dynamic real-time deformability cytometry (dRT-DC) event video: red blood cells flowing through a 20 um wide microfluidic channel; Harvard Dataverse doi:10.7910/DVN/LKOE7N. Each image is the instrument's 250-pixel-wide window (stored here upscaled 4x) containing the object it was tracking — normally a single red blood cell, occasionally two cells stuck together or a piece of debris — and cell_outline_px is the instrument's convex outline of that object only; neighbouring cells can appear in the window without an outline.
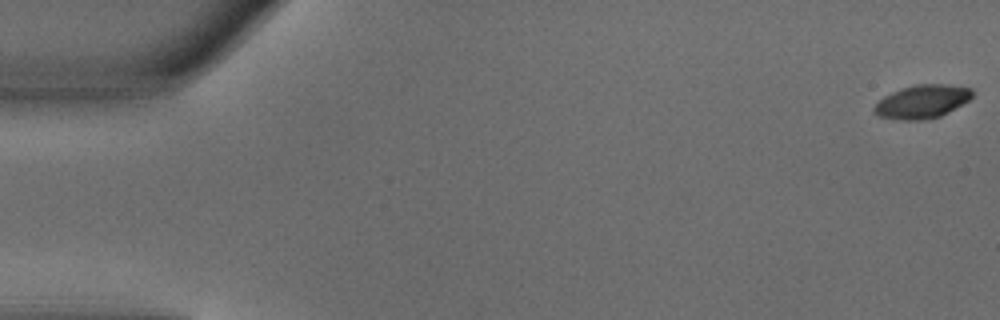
{"species": "common noctule bat (a hibernating species)", "species_latin": "Nyctalus noctula", "temperature_condition": "warm", "stored_images_in_passage": 51, "camera_frame_rate_fps": 3000, "um_per_image_px": 0.085, "animal": {"sex": "male", "body_mass_g": 18.8}, "frame": {"image": 1, "passage_image": 1, "time_ms": 0.0, "image_size_px": [1000, 320], "cell_outline_px": [[972, 96], [968, 100], [940, 116], [924, 120], [900, 120], [880, 116], [872, 112], [872, 108], [884, 96], [900, 88], [916, 84], [944, 84], [972, 88]], "centroid_in_image_um": [78.34, 8.63], "position_along_channel_um": 6.7, "area_um2": 18.96}}
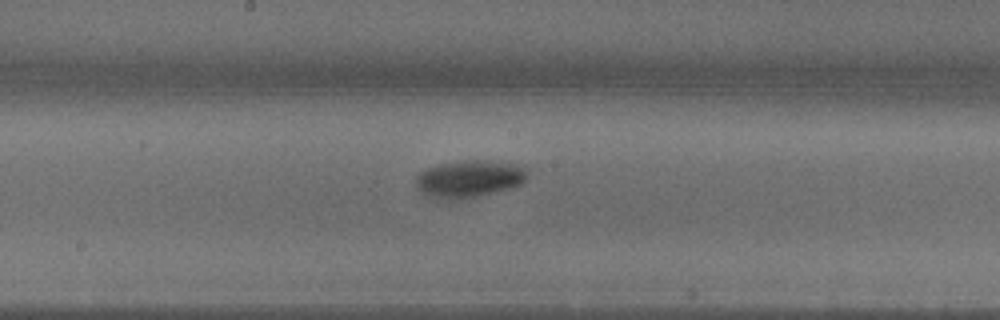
{"frame": {"image": 2, "passage_image": 27, "time_ms": 8.667, "image_size_px": [1000, 320], "cell_outline_px": [[528, 176], [524, 184], [512, 188], [476, 196], [448, 200], [428, 196], [416, 188], [416, 176], [420, 172], [428, 168], [440, 164], [468, 160], [488, 160], [516, 164], [524, 168]], "centroid_in_image_um": [39.9, 15.2], "position_along_channel_um": 208.3, "area_um2": 24.1}}
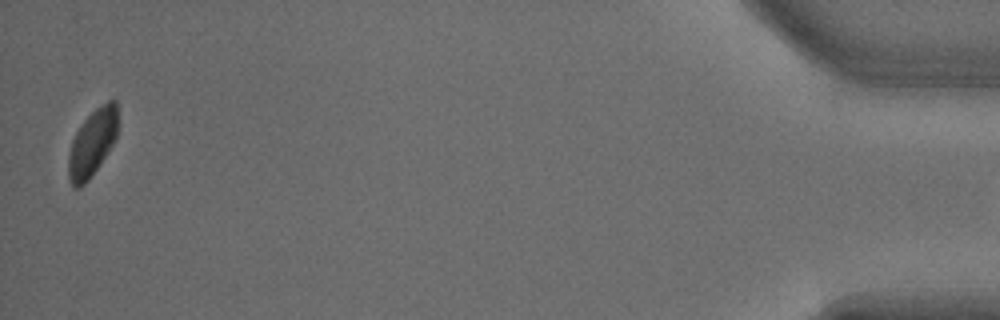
{"frame": {"image": 3, "passage_image": 50, "time_ms": 16.333, "image_size_px": [1000, 320], "cell_outline_px": [[120, 124], [116, 140], [88, 180], [80, 188], [76, 188], [72, 184], [68, 176], [68, 156], [72, 140], [76, 132], [84, 120], [96, 108], [108, 100], [116, 100]], "centroid_in_image_um": [7.89, 12.1], "position_along_channel_um": 427.3, "area_um2": 19.42}}